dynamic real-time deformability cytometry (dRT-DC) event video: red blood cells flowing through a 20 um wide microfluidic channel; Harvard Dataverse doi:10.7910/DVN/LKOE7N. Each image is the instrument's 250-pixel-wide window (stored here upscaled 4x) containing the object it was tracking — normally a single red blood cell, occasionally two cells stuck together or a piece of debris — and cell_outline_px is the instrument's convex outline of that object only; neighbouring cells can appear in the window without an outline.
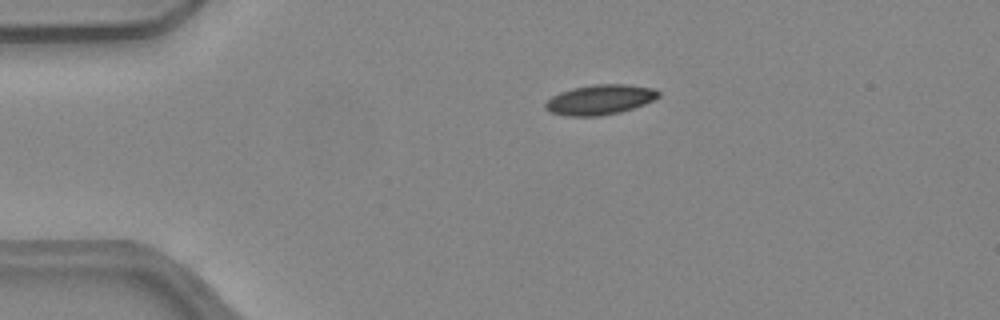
{"species": "common noctule bat (a hibernating species)", "species_latin": "Nyctalus noctula", "temperature_condition": "warm", "stored_images_in_passage": 41, "camera_frame_rate_fps": 3000, "um_per_image_px": 0.085, "animal": {"sex": "female", "body_mass_g": 24.6, "forearm_length_mm": 56.2}, "frame": {"image": 1, "passage_image": 1, "time_ms": 0.0, "image_size_px": [1000, 320], "cell_outline_px": [[660, 96], [644, 104], [620, 112], [600, 116], [568, 116], [548, 112], [544, 108], [544, 104], [552, 96], [560, 92], [572, 88], [596, 84], [624, 84], [652, 88], [660, 92]], "centroid_in_image_um": [50.96, 8.48], "position_along_channel_um": 34.0, "area_um2": 19.71}}
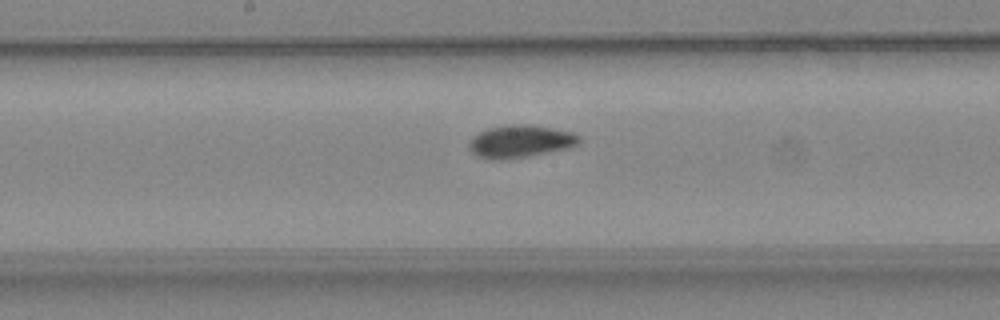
{"frame": {"image": 2, "passage_image": 17, "time_ms": 5.333, "image_size_px": [1000, 320], "cell_outline_px": [[580, 144], [572, 148], [528, 156], [500, 160], [492, 160], [476, 156], [468, 148], [468, 144], [472, 136], [488, 128], [508, 124], [528, 124], [552, 128], [572, 132], [580, 136]], "centroid_in_image_um": [44.23, 12.02], "position_along_channel_um": 204.0, "area_um2": 21.21}}
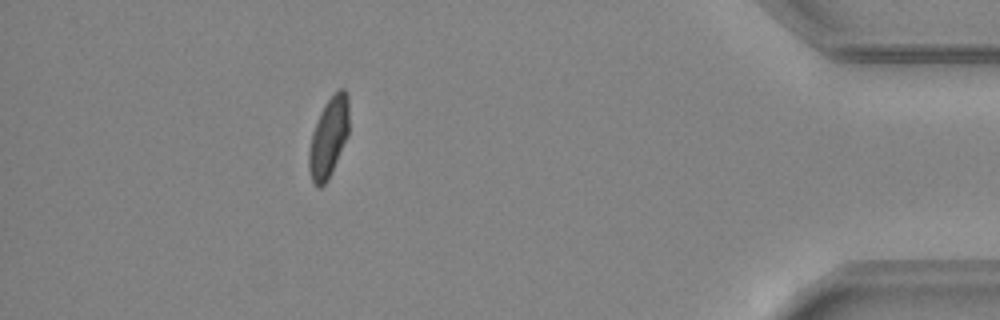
{"frame": {"image": 3, "passage_image": 36, "time_ms": 11.667, "image_size_px": [1000, 320], "cell_outline_px": [[348, 136], [328, 180], [320, 188], [316, 188], [312, 180], [308, 168], [308, 152], [312, 132], [320, 112], [324, 104], [340, 88], [344, 88], [348, 96]], "centroid_in_image_um": [27.92, 11.71], "position_along_channel_um": 407.3, "area_um2": 18.67}, "authors_computed_cell_mechanics": {"area_um2": 19.7676, "velocity_mm_per_s": 4.0347, "shape_relaxation_time_tau1_ms": 5.7207, "shape_relaxation_time_tau2_ms": 2.0956, "deformation_change_tau1": 0.1468, "deformation_change_tau2": 0.0498}}